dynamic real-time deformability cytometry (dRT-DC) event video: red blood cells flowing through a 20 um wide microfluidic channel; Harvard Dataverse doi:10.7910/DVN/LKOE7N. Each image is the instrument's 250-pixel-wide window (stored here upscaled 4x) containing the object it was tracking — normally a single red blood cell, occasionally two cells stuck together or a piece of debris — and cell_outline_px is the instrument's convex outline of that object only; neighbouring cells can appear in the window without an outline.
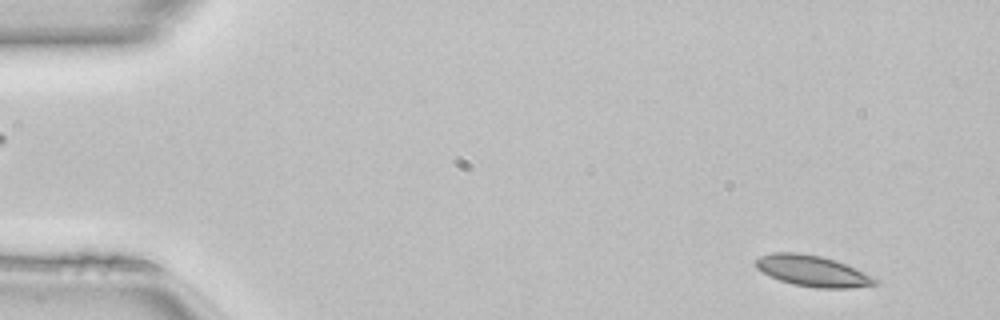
{"species": "common noctule bat (a hibernating species)", "species_latin": "Nyctalus noctula", "temperature_condition": "room temperature", "stored_images_in_passage": 49, "camera_frame_rate_fps": 3000, "um_per_image_px": 0.085, "animal": {"sex": "female", "body_mass_g": 22.7, "forearm_length_mm": 54.2}, "frame": {"image": 1, "passage_image": 3, "time_ms": 0.667, "image_size_px": [1000, 320], "cell_outline_px": [[880, 280], [876, 284], [848, 288], [816, 288], [792, 284], [780, 280], [756, 268], [752, 260], [760, 256], [772, 252], [796, 252], [820, 256], [844, 264], [864, 272]], "centroid_in_image_um": [69.02, 23.03], "position_along_channel_um": 16.0, "area_um2": 21.39}}
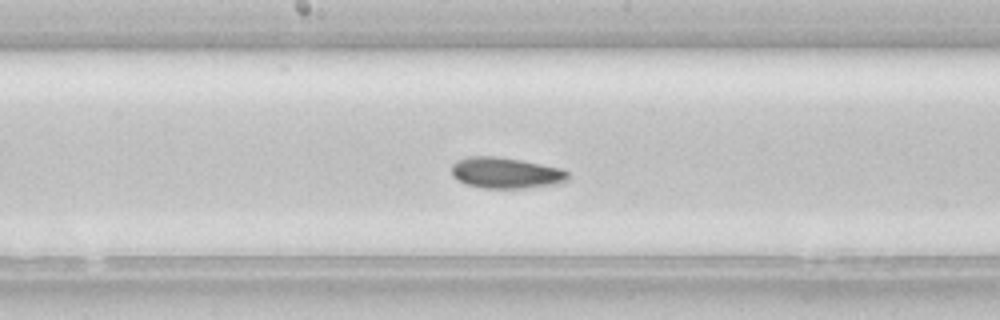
{"frame": {"image": 2, "passage_image": 25, "time_ms": 8.0, "image_size_px": [1000, 320], "cell_outline_px": [[568, 180], [556, 184], [524, 188], [484, 188], [468, 184], [456, 180], [452, 176], [452, 164], [456, 160], [468, 156], [496, 156], [520, 160], [560, 168], [568, 172]], "centroid_in_image_um": [42.96, 14.69], "position_along_channel_um": 205.2, "area_um2": 20.98}}
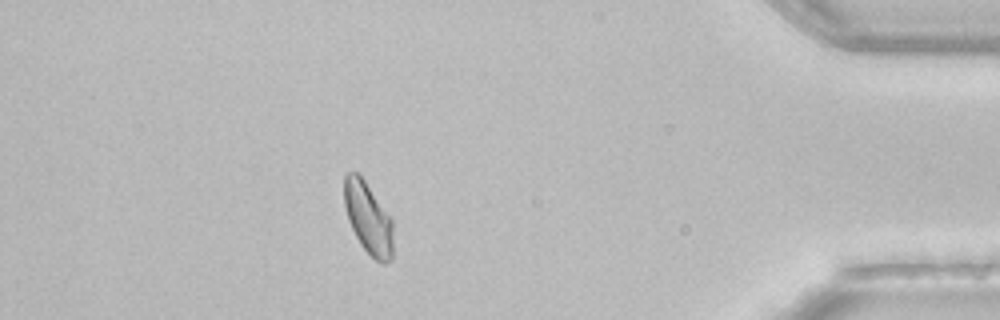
{"frame": {"image": 3, "passage_image": 43, "time_ms": 14.0, "image_size_px": [1000, 320], "cell_outline_px": [[392, 260], [384, 264], [380, 264], [360, 244], [348, 220], [344, 204], [344, 176], [348, 172], [356, 172], [364, 180], [392, 220]], "centroid_in_image_um": [31.28, 18.56], "position_along_channel_um": 403.9, "area_um2": 20.11}, "authors_computed_cell_mechanics": {"area_um2": 21.097, "velocity_mm_per_s": 4.0989, "shape_relaxation_time_tau1_ms": 4.8206, "shape_relaxation_time_tau2_ms": 2.8616, "deformation_change_tau1": 0.0939, "deformation_change_tau2": 0.0708}}